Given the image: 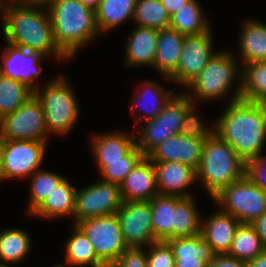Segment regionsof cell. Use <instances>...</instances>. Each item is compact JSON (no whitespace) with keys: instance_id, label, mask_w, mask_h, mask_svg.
<instances>
[{"instance_id":"cell-1","label":"cell","mask_w":266,"mask_h":267,"mask_svg":"<svg viewBox=\"0 0 266 267\" xmlns=\"http://www.w3.org/2000/svg\"><path fill=\"white\" fill-rule=\"evenodd\" d=\"M240 91L241 84L212 127L248 164L261 156L266 141V105L241 99Z\"/></svg>"},{"instance_id":"cell-2","label":"cell","mask_w":266,"mask_h":267,"mask_svg":"<svg viewBox=\"0 0 266 267\" xmlns=\"http://www.w3.org/2000/svg\"><path fill=\"white\" fill-rule=\"evenodd\" d=\"M46 10L43 7L5 2L0 8V12L4 14L2 28L5 41L27 51L69 60L55 43Z\"/></svg>"},{"instance_id":"cell-3","label":"cell","mask_w":266,"mask_h":267,"mask_svg":"<svg viewBox=\"0 0 266 267\" xmlns=\"http://www.w3.org/2000/svg\"><path fill=\"white\" fill-rule=\"evenodd\" d=\"M48 7L55 43L69 59L100 33L95 10L79 0H54Z\"/></svg>"},{"instance_id":"cell-4","label":"cell","mask_w":266,"mask_h":267,"mask_svg":"<svg viewBox=\"0 0 266 267\" xmlns=\"http://www.w3.org/2000/svg\"><path fill=\"white\" fill-rule=\"evenodd\" d=\"M197 181H202L210 196L241 180L247 172V164L232 147L216 133L205 140Z\"/></svg>"},{"instance_id":"cell-5","label":"cell","mask_w":266,"mask_h":267,"mask_svg":"<svg viewBox=\"0 0 266 267\" xmlns=\"http://www.w3.org/2000/svg\"><path fill=\"white\" fill-rule=\"evenodd\" d=\"M34 95L40 101L47 131L66 134L72 129L79 114L76 96L63 75L36 89Z\"/></svg>"},{"instance_id":"cell-6","label":"cell","mask_w":266,"mask_h":267,"mask_svg":"<svg viewBox=\"0 0 266 267\" xmlns=\"http://www.w3.org/2000/svg\"><path fill=\"white\" fill-rule=\"evenodd\" d=\"M222 209L242 224H251L266 212V191L247 175L212 197Z\"/></svg>"},{"instance_id":"cell-7","label":"cell","mask_w":266,"mask_h":267,"mask_svg":"<svg viewBox=\"0 0 266 267\" xmlns=\"http://www.w3.org/2000/svg\"><path fill=\"white\" fill-rule=\"evenodd\" d=\"M231 55L226 51L215 53L199 75L186 86L193 91L187 95L192 102L195 97L206 100L226 96L232 88L235 76L241 75L236 60Z\"/></svg>"},{"instance_id":"cell-8","label":"cell","mask_w":266,"mask_h":267,"mask_svg":"<svg viewBox=\"0 0 266 267\" xmlns=\"http://www.w3.org/2000/svg\"><path fill=\"white\" fill-rule=\"evenodd\" d=\"M193 104L187 93L172 96L156 118L145 121L142 136L135 137L136 146L147 156L169 137L180 134L185 113Z\"/></svg>"},{"instance_id":"cell-9","label":"cell","mask_w":266,"mask_h":267,"mask_svg":"<svg viewBox=\"0 0 266 267\" xmlns=\"http://www.w3.org/2000/svg\"><path fill=\"white\" fill-rule=\"evenodd\" d=\"M94 247L97 258L104 264H115L127 249L117 214L97 216L74 223Z\"/></svg>"},{"instance_id":"cell-10","label":"cell","mask_w":266,"mask_h":267,"mask_svg":"<svg viewBox=\"0 0 266 267\" xmlns=\"http://www.w3.org/2000/svg\"><path fill=\"white\" fill-rule=\"evenodd\" d=\"M46 128L43 107L35 95L14 112L0 119V136L3 140L45 141Z\"/></svg>"},{"instance_id":"cell-11","label":"cell","mask_w":266,"mask_h":267,"mask_svg":"<svg viewBox=\"0 0 266 267\" xmlns=\"http://www.w3.org/2000/svg\"><path fill=\"white\" fill-rule=\"evenodd\" d=\"M45 141L3 140L0 180L32 176L41 165Z\"/></svg>"},{"instance_id":"cell-12","label":"cell","mask_w":266,"mask_h":267,"mask_svg":"<svg viewBox=\"0 0 266 267\" xmlns=\"http://www.w3.org/2000/svg\"><path fill=\"white\" fill-rule=\"evenodd\" d=\"M123 202L120 185L98 181L76 190L74 222L117 213Z\"/></svg>"},{"instance_id":"cell-13","label":"cell","mask_w":266,"mask_h":267,"mask_svg":"<svg viewBox=\"0 0 266 267\" xmlns=\"http://www.w3.org/2000/svg\"><path fill=\"white\" fill-rule=\"evenodd\" d=\"M116 214L127 247L143 248L157 242L153 234L149 201H124Z\"/></svg>"},{"instance_id":"cell-14","label":"cell","mask_w":266,"mask_h":267,"mask_svg":"<svg viewBox=\"0 0 266 267\" xmlns=\"http://www.w3.org/2000/svg\"><path fill=\"white\" fill-rule=\"evenodd\" d=\"M211 34L210 29L199 35L185 37L178 66L168 79L187 86L199 75L209 59L216 53L212 49Z\"/></svg>"},{"instance_id":"cell-15","label":"cell","mask_w":266,"mask_h":267,"mask_svg":"<svg viewBox=\"0 0 266 267\" xmlns=\"http://www.w3.org/2000/svg\"><path fill=\"white\" fill-rule=\"evenodd\" d=\"M2 54L0 74L27 85L35 91L34 79L39 77L41 58L46 57L39 52L27 51L8 42Z\"/></svg>"},{"instance_id":"cell-16","label":"cell","mask_w":266,"mask_h":267,"mask_svg":"<svg viewBox=\"0 0 266 267\" xmlns=\"http://www.w3.org/2000/svg\"><path fill=\"white\" fill-rule=\"evenodd\" d=\"M205 140L177 134L156 146L147 157L153 163L179 162L198 169Z\"/></svg>"},{"instance_id":"cell-17","label":"cell","mask_w":266,"mask_h":267,"mask_svg":"<svg viewBox=\"0 0 266 267\" xmlns=\"http://www.w3.org/2000/svg\"><path fill=\"white\" fill-rule=\"evenodd\" d=\"M135 137L121 132L94 136L92 151L99 170L107 161H141L145 155L136 146Z\"/></svg>"},{"instance_id":"cell-18","label":"cell","mask_w":266,"mask_h":267,"mask_svg":"<svg viewBox=\"0 0 266 267\" xmlns=\"http://www.w3.org/2000/svg\"><path fill=\"white\" fill-rule=\"evenodd\" d=\"M160 195L189 197L185 190L197 180L196 169L179 162L153 163Z\"/></svg>"},{"instance_id":"cell-19","label":"cell","mask_w":266,"mask_h":267,"mask_svg":"<svg viewBox=\"0 0 266 267\" xmlns=\"http://www.w3.org/2000/svg\"><path fill=\"white\" fill-rule=\"evenodd\" d=\"M123 201H150L159 193L153 162L145 156L120 185Z\"/></svg>"},{"instance_id":"cell-20","label":"cell","mask_w":266,"mask_h":267,"mask_svg":"<svg viewBox=\"0 0 266 267\" xmlns=\"http://www.w3.org/2000/svg\"><path fill=\"white\" fill-rule=\"evenodd\" d=\"M174 254L175 267H206L216 253L201 234L166 241Z\"/></svg>"},{"instance_id":"cell-21","label":"cell","mask_w":266,"mask_h":267,"mask_svg":"<svg viewBox=\"0 0 266 267\" xmlns=\"http://www.w3.org/2000/svg\"><path fill=\"white\" fill-rule=\"evenodd\" d=\"M201 235L212 246L216 254H228L236 230L241 224L232 215L218 211L202 220Z\"/></svg>"},{"instance_id":"cell-22","label":"cell","mask_w":266,"mask_h":267,"mask_svg":"<svg viewBox=\"0 0 266 267\" xmlns=\"http://www.w3.org/2000/svg\"><path fill=\"white\" fill-rule=\"evenodd\" d=\"M185 37L171 28L159 30L153 67L165 78H168L178 66Z\"/></svg>"},{"instance_id":"cell-23","label":"cell","mask_w":266,"mask_h":267,"mask_svg":"<svg viewBox=\"0 0 266 267\" xmlns=\"http://www.w3.org/2000/svg\"><path fill=\"white\" fill-rule=\"evenodd\" d=\"M158 34V29L137 26L126 45L125 64L127 66H153L158 45Z\"/></svg>"},{"instance_id":"cell-24","label":"cell","mask_w":266,"mask_h":267,"mask_svg":"<svg viewBox=\"0 0 266 267\" xmlns=\"http://www.w3.org/2000/svg\"><path fill=\"white\" fill-rule=\"evenodd\" d=\"M76 190L65 178L31 214L42 218L73 216Z\"/></svg>"},{"instance_id":"cell-25","label":"cell","mask_w":266,"mask_h":267,"mask_svg":"<svg viewBox=\"0 0 266 267\" xmlns=\"http://www.w3.org/2000/svg\"><path fill=\"white\" fill-rule=\"evenodd\" d=\"M242 28L239 48L243 64L266 61V24L251 20Z\"/></svg>"},{"instance_id":"cell-26","label":"cell","mask_w":266,"mask_h":267,"mask_svg":"<svg viewBox=\"0 0 266 267\" xmlns=\"http://www.w3.org/2000/svg\"><path fill=\"white\" fill-rule=\"evenodd\" d=\"M201 225L202 220L196 209L192 196H175L172 239L199 235L201 234Z\"/></svg>"},{"instance_id":"cell-27","label":"cell","mask_w":266,"mask_h":267,"mask_svg":"<svg viewBox=\"0 0 266 267\" xmlns=\"http://www.w3.org/2000/svg\"><path fill=\"white\" fill-rule=\"evenodd\" d=\"M240 75L241 99L266 105V61L245 64Z\"/></svg>"},{"instance_id":"cell-28","label":"cell","mask_w":266,"mask_h":267,"mask_svg":"<svg viewBox=\"0 0 266 267\" xmlns=\"http://www.w3.org/2000/svg\"><path fill=\"white\" fill-rule=\"evenodd\" d=\"M137 0H101L95 10L99 32L115 28L129 18H133Z\"/></svg>"},{"instance_id":"cell-29","label":"cell","mask_w":266,"mask_h":267,"mask_svg":"<svg viewBox=\"0 0 266 267\" xmlns=\"http://www.w3.org/2000/svg\"><path fill=\"white\" fill-rule=\"evenodd\" d=\"M152 210V228L156 241L172 239L175 196L158 194L149 201Z\"/></svg>"},{"instance_id":"cell-30","label":"cell","mask_w":266,"mask_h":267,"mask_svg":"<svg viewBox=\"0 0 266 267\" xmlns=\"http://www.w3.org/2000/svg\"><path fill=\"white\" fill-rule=\"evenodd\" d=\"M197 0H190L171 16L169 28L185 36L199 35L210 30Z\"/></svg>"},{"instance_id":"cell-31","label":"cell","mask_w":266,"mask_h":267,"mask_svg":"<svg viewBox=\"0 0 266 267\" xmlns=\"http://www.w3.org/2000/svg\"><path fill=\"white\" fill-rule=\"evenodd\" d=\"M74 233L67 241L66 258L64 261L72 267H100L104 265L96 256L92 243L85 234L74 224Z\"/></svg>"},{"instance_id":"cell-32","label":"cell","mask_w":266,"mask_h":267,"mask_svg":"<svg viewBox=\"0 0 266 267\" xmlns=\"http://www.w3.org/2000/svg\"><path fill=\"white\" fill-rule=\"evenodd\" d=\"M266 249L251 224H240L236 230L228 255L248 262Z\"/></svg>"},{"instance_id":"cell-33","label":"cell","mask_w":266,"mask_h":267,"mask_svg":"<svg viewBox=\"0 0 266 267\" xmlns=\"http://www.w3.org/2000/svg\"><path fill=\"white\" fill-rule=\"evenodd\" d=\"M30 237L21 229H5L0 232V264H17L30 251ZM5 262V263H4Z\"/></svg>"},{"instance_id":"cell-34","label":"cell","mask_w":266,"mask_h":267,"mask_svg":"<svg viewBox=\"0 0 266 267\" xmlns=\"http://www.w3.org/2000/svg\"><path fill=\"white\" fill-rule=\"evenodd\" d=\"M34 91L27 85L0 74V119L25 103Z\"/></svg>"},{"instance_id":"cell-35","label":"cell","mask_w":266,"mask_h":267,"mask_svg":"<svg viewBox=\"0 0 266 267\" xmlns=\"http://www.w3.org/2000/svg\"><path fill=\"white\" fill-rule=\"evenodd\" d=\"M145 83L148 86L145 89H143V91L141 90V88H140V92H139V89H138V91L136 90L135 91L136 99L135 100L132 99V102H131V107L132 108L137 103L139 104V102L140 103L144 102V105L142 107H140L142 105V103L139 104L140 106L137 104L138 107L141 108V111L144 110V114H145L144 118L142 116L138 117L137 120L139 122H142L143 119H145V121H146V120H151V119L156 118L158 116V114L163 110L165 104L173 96L171 91L169 92L168 90H165L160 85H158L157 82H153V81L149 80L148 82L145 81ZM147 94L148 95H152V96L150 97L151 99H149V100L147 99L146 102H145V98L148 96ZM133 100H134V102H133ZM150 103H152V104H150ZM145 109H147V110H145Z\"/></svg>"},{"instance_id":"cell-36","label":"cell","mask_w":266,"mask_h":267,"mask_svg":"<svg viewBox=\"0 0 266 267\" xmlns=\"http://www.w3.org/2000/svg\"><path fill=\"white\" fill-rule=\"evenodd\" d=\"M137 26L167 29L171 17L160 0H137L133 19Z\"/></svg>"},{"instance_id":"cell-37","label":"cell","mask_w":266,"mask_h":267,"mask_svg":"<svg viewBox=\"0 0 266 267\" xmlns=\"http://www.w3.org/2000/svg\"><path fill=\"white\" fill-rule=\"evenodd\" d=\"M31 194L28 212L31 214L65 179L62 175L40 170L31 176Z\"/></svg>"},{"instance_id":"cell-38","label":"cell","mask_w":266,"mask_h":267,"mask_svg":"<svg viewBox=\"0 0 266 267\" xmlns=\"http://www.w3.org/2000/svg\"><path fill=\"white\" fill-rule=\"evenodd\" d=\"M140 161H107V166L100 169L101 181L121 185L125 177Z\"/></svg>"},{"instance_id":"cell-39","label":"cell","mask_w":266,"mask_h":267,"mask_svg":"<svg viewBox=\"0 0 266 267\" xmlns=\"http://www.w3.org/2000/svg\"><path fill=\"white\" fill-rule=\"evenodd\" d=\"M194 104L186 111L180 134L186 137L198 138L201 140L208 139L214 130L206 128L194 113Z\"/></svg>"},{"instance_id":"cell-40","label":"cell","mask_w":266,"mask_h":267,"mask_svg":"<svg viewBox=\"0 0 266 267\" xmlns=\"http://www.w3.org/2000/svg\"><path fill=\"white\" fill-rule=\"evenodd\" d=\"M147 253L148 267H175V258L166 241H157L150 245Z\"/></svg>"},{"instance_id":"cell-41","label":"cell","mask_w":266,"mask_h":267,"mask_svg":"<svg viewBox=\"0 0 266 267\" xmlns=\"http://www.w3.org/2000/svg\"><path fill=\"white\" fill-rule=\"evenodd\" d=\"M117 267H148L147 253L138 247H128L119 256L115 263Z\"/></svg>"},{"instance_id":"cell-42","label":"cell","mask_w":266,"mask_h":267,"mask_svg":"<svg viewBox=\"0 0 266 267\" xmlns=\"http://www.w3.org/2000/svg\"><path fill=\"white\" fill-rule=\"evenodd\" d=\"M246 175L261 189L266 191V157L262 155L247 164Z\"/></svg>"},{"instance_id":"cell-43","label":"cell","mask_w":266,"mask_h":267,"mask_svg":"<svg viewBox=\"0 0 266 267\" xmlns=\"http://www.w3.org/2000/svg\"><path fill=\"white\" fill-rule=\"evenodd\" d=\"M206 267H246V262L228 254H216L214 260Z\"/></svg>"},{"instance_id":"cell-44","label":"cell","mask_w":266,"mask_h":267,"mask_svg":"<svg viewBox=\"0 0 266 267\" xmlns=\"http://www.w3.org/2000/svg\"><path fill=\"white\" fill-rule=\"evenodd\" d=\"M251 225L255 228L263 247L266 249V212Z\"/></svg>"},{"instance_id":"cell-45","label":"cell","mask_w":266,"mask_h":267,"mask_svg":"<svg viewBox=\"0 0 266 267\" xmlns=\"http://www.w3.org/2000/svg\"><path fill=\"white\" fill-rule=\"evenodd\" d=\"M189 1L190 0H160L162 5L167 9L170 17Z\"/></svg>"},{"instance_id":"cell-46","label":"cell","mask_w":266,"mask_h":267,"mask_svg":"<svg viewBox=\"0 0 266 267\" xmlns=\"http://www.w3.org/2000/svg\"><path fill=\"white\" fill-rule=\"evenodd\" d=\"M13 3L48 8L54 0H9Z\"/></svg>"},{"instance_id":"cell-47","label":"cell","mask_w":266,"mask_h":267,"mask_svg":"<svg viewBox=\"0 0 266 267\" xmlns=\"http://www.w3.org/2000/svg\"><path fill=\"white\" fill-rule=\"evenodd\" d=\"M246 267H266V250L254 259L246 262Z\"/></svg>"},{"instance_id":"cell-48","label":"cell","mask_w":266,"mask_h":267,"mask_svg":"<svg viewBox=\"0 0 266 267\" xmlns=\"http://www.w3.org/2000/svg\"><path fill=\"white\" fill-rule=\"evenodd\" d=\"M79 1L85 6H88L96 10L101 0H79Z\"/></svg>"},{"instance_id":"cell-49","label":"cell","mask_w":266,"mask_h":267,"mask_svg":"<svg viewBox=\"0 0 266 267\" xmlns=\"http://www.w3.org/2000/svg\"><path fill=\"white\" fill-rule=\"evenodd\" d=\"M2 147H3V139L0 136V170H1V161H2Z\"/></svg>"},{"instance_id":"cell-50","label":"cell","mask_w":266,"mask_h":267,"mask_svg":"<svg viewBox=\"0 0 266 267\" xmlns=\"http://www.w3.org/2000/svg\"><path fill=\"white\" fill-rule=\"evenodd\" d=\"M100 267H117L115 264H109V265H102Z\"/></svg>"},{"instance_id":"cell-51","label":"cell","mask_w":266,"mask_h":267,"mask_svg":"<svg viewBox=\"0 0 266 267\" xmlns=\"http://www.w3.org/2000/svg\"><path fill=\"white\" fill-rule=\"evenodd\" d=\"M0 267H9V266L6 264H0Z\"/></svg>"},{"instance_id":"cell-52","label":"cell","mask_w":266,"mask_h":267,"mask_svg":"<svg viewBox=\"0 0 266 267\" xmlns=\"http://www.w3.org/2000/svg\"><path fill=\"white\" fill-rule=\"evenodd\" d=\"M54 267H65V266H63L62 264H57V265H55Z\"/></svg>"},{"instance_id":"cell-53","label":"cell","mask_w":266,"mask_h":267,"mask_svg":"<svg viewBox=\"0 0 266 267\" xmlns=\"http://www.w3.org/2000/svg\"><path fill=\"white\" fill-rule=\"evenodd\" d=\"M1 1H2V0H1ZM1 1H0V8H1V7L4 5V3H3V2H1Z\"/></svg>"}]
</instances>
